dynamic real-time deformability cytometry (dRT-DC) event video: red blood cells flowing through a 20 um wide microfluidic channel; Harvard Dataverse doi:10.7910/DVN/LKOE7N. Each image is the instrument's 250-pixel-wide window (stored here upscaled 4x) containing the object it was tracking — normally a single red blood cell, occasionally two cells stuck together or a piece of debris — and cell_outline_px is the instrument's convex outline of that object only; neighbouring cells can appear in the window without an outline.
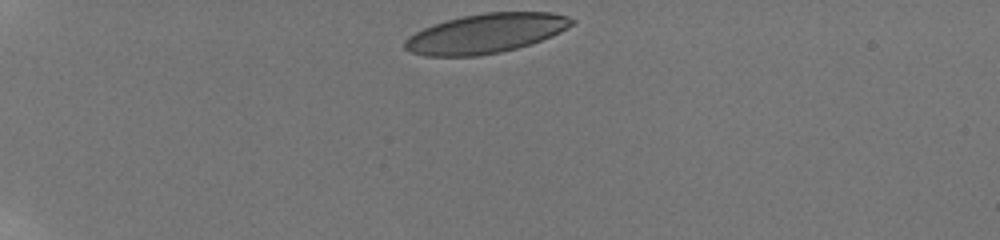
{"species": "human", "species_latin": "Homo sapiens", "temperature_condition": "room temperature", "stored_images_in_passage": 10, "camera_frame_rate_fps": 3000, "um_per_image_px": 0.085, "donor": {"sex": "male"}, "frame": {"image": 1, "passage_image": 1, "time_ms": 0.0, "image_size_px": [1000, 240], "cell_outline_px": [[576, 20], [572, 24], [560, 32], [552, 36], [516, 48], [500, 52], [476, 56], [424, 56], [412, 52], [404, 48], [404, 40], [408, 36], [424, 28], [448, 20], [464, 16], [484, 12], [552, 12], [568, 16]], "centroid_in_image_um": [41.3, 2.84], "position_along_channel_um": 43.7, "area_um2": 38.09}}